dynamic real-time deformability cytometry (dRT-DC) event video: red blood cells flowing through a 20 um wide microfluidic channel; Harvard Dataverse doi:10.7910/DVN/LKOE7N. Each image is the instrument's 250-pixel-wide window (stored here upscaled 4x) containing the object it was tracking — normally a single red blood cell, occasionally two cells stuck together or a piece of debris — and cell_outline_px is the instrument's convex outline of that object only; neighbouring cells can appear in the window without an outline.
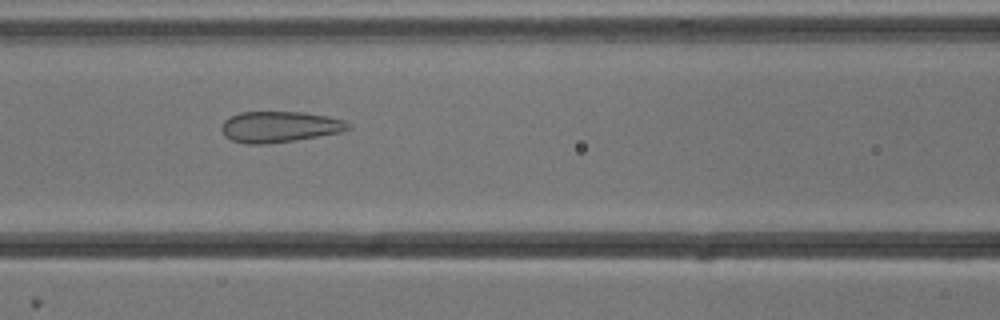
{"species": "common noctule bat (a hibernating species)", "species_latin": "Nyctalus noctula", "temperature_condition": "cold", "stored_images_in_passage": 37, "camera_frame_rate_fps": 3000, "um_per_image_px": 0.085, "animal": {"sex": "male", "body_mass_g": 13.3}, "frame": {"image": 1, "passage_image": 12, "time_ms": 3.667, "image_size_px": [1000, 320], "cell_outline_px": [[352, 128], [340, 132], [292, 140], [264, 144], [244, 144], [232, 140], [224, 136], [220, 128], [224, 120], [240, 112], [304, 112], [328, 116], [344, 120], [352, 124]], "centroid_in_image_um": [23.75, 10.77], "position_along_channel_um": 142.8, "area_um2": 22.83}}
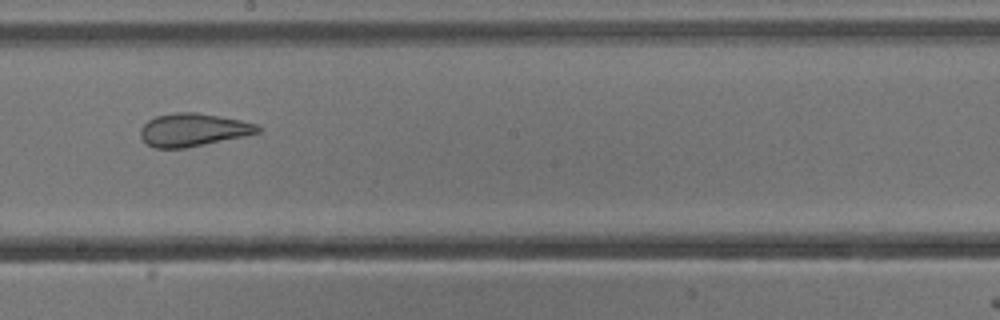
{"frame": {"image": 2, "passage_image": 19, "time_ms": 6.0, "image_size_px": [1000, 320], "cell_outline_px": [[264, 128], [260, 132], [244, 136], [184, 148], [156, 148], [148, 144], [140, 136], [140, 128], [148, 120], [156, 116], [176, 112], [196, 112], [220, 116], [240, 120], [256, 124]], "centroid_in_image_um": [16.42, 11.03], "position_along_channel_um": 231.8, "area_um2": 22.43}}
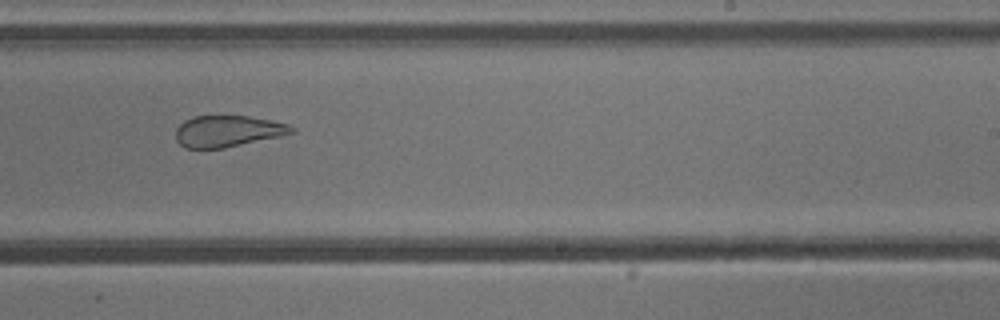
{"frame": {"image": 3, "passage_image": 22, "time_ms": 7.0, "image_size_px": [1000, 320], "cell_outline_px": [[296, 132], [224, 148], [184, 148], [176, 140], [176, 128], [184, 120], [192, 116], [248, 116], [288, 124], [296, 128]], "centroid_in_image_um": [19.33, 11.14], "position_along_channel_um": 269.7, "area_um2": 21.04}, "authors_computed_cell_mechanics": {"area_um2": 23.8136, "velocity_mm_per_s": 3.8166, "shape_relaxation_time_tau1_ms": null, "shape_relaxation_time_tau2_ms": 1.2953, "deformation_change_tau1": null, "deformation_change_tau2": 0.072}}